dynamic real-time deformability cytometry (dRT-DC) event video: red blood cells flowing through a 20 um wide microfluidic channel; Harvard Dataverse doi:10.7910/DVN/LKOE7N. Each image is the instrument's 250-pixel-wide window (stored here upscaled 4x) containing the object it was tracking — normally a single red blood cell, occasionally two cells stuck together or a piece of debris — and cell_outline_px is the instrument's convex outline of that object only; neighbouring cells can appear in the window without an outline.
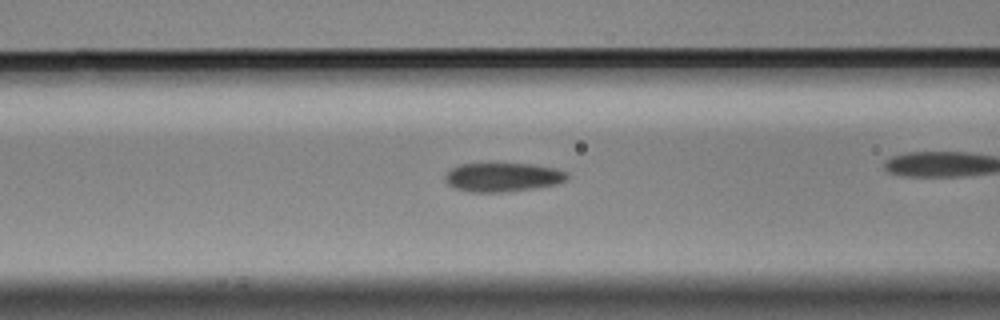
{"species": "Egyptian fruit bat (a non-hibernating species)", "species_latin": "Rousettus aegyptiacus", "temperature_condition": "cold", "stored_images_in_passage": 27, "camera_frame_rate_fps": 3000, "um_per_image_px": 0.085, "animal": {"sex": "male"}, "frame": {"image": 1, "passage_image": 5, "time_ms": 1.333, "image_size_px": [1000, 320], "cell_outline_px": [[568, 176], [564, 180], [556, 184], [536, 188], [508, 192], [468, 192], [452, 188], [444, 180], [444, 176], [452, 168], [460, 164], [532, 164], [556, 168], [564, 172]], "centroid_in_image_um": [42.68, 15.08], "position_along_channel_um": 123.9, "area_um2": 20.58}}
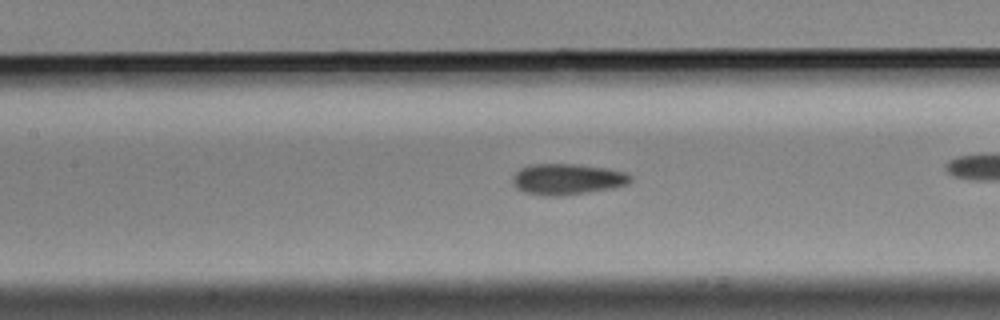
{"frame": {"image": 2, "passage_image": 8, "time_ms": 2.333, "image_size_px": [1000, 320], "cell_outline_px": [[632, 180], [628, 184], [612, 188], [560, 196], [544, 196], [524, 192], [516, 188], [512, 184], [512, 176], [520, 168], [528, 164], [580, 164], [608, 168], [624, 172], [632, 176]], "centroid_in_image_um": [48.19, 15.22], "position_along_channel_um": 159.2, "area_um2": 21.5}}